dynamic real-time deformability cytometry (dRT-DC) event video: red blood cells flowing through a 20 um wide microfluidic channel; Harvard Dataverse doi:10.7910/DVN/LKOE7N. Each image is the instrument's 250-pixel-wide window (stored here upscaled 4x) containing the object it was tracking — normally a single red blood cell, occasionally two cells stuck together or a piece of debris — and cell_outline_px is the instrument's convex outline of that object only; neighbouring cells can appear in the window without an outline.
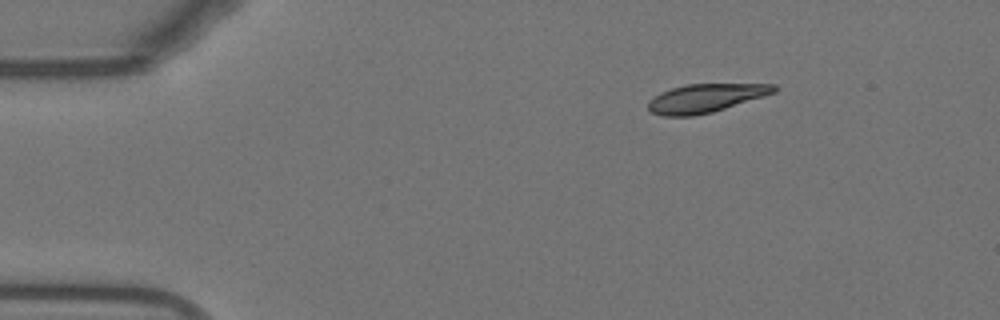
{"species": "Egyptian fruit bat (a non-hibernating species)", "species_latin": "Rousettus aegyptiacus", "temperature_condition": "warm", "stored_images_in_passage": 46, "camera_frame_rate_fps": 3000, "um_per_image_px": 0.085, "animal": {"sex": "female"}, "frame": {"image": 1, "passage_image": 1, "time_ms": 0.0, "image_size_px": [1000, 320], "cell_outline_px": [[780, 88], [776, 92], [764, 96], [712, 112], [692, 116], [664, 116], [652, 112], [648, 108], [648, 100], [660, 92], [672, 88], [688, 84], [776, 84]], "centroid_in_image_um": [59.99, 8.33], "position_along_channel_um": 25.0, "area_um2": 20.87}}
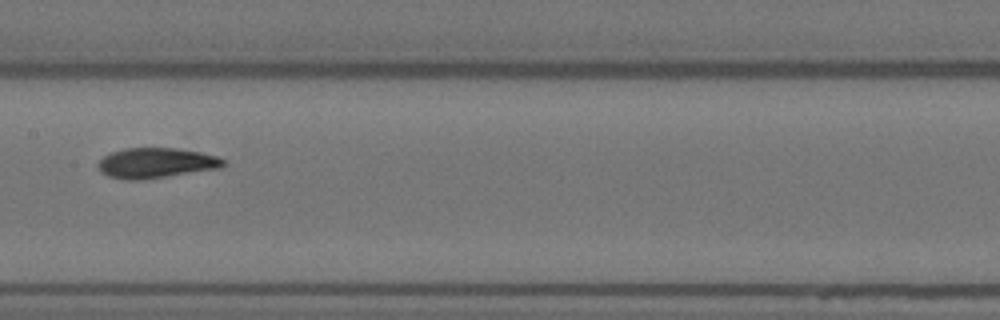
{"frame": {"image": 2, "passage_image": 20, "time_ms": 6.333, "image_size_px": [1000, 320], "cell_outline_px": [[228, 164], [224, 168], [136, 180], [128, 180], [108, 176], [100, 172], [96, 164], [104, 156], [112, 152], [124, 148], [176, 148], [200, 152], [216, 156], [224, 160]], "centroid_in_image_um": [13.28, 13.85], "position_along_channel_um": 194.1, "area_um2": 22.08}}
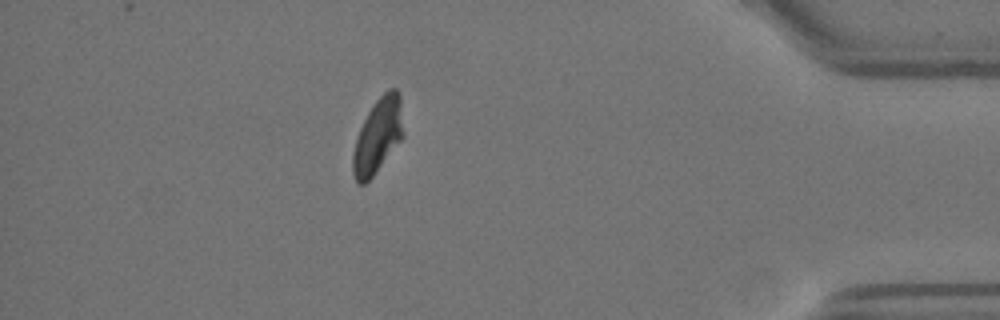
{"frame": {"image": 3, "passage_image": 40, "time_ms": 13.0, "image_size_px": [1000, 320], "cell_outline_px": [[404, 136], [372, 176], [364, 184], [356, 184], [352, 172], [352, 152], [360, 128], [372, 104], [388, 88], [396, 88], [400, 92], [404, 132]], "centroid_in_image_um": [32.12, 11.51], "position_along_channel_um": 403.1, "area_um2": 22.08}, "authors_computed_cell_mechanics": {"area_um2": 22.0796, "velocity_mm_per_s": 3.7994, "shape_relaxation_time_tau1_ms": 5.5435, "shape_relaxation_time_tau2_ms": 1.2823, "deformation_change_tau1": 0.2034, "deformation_change_tau2": 0.0695}}